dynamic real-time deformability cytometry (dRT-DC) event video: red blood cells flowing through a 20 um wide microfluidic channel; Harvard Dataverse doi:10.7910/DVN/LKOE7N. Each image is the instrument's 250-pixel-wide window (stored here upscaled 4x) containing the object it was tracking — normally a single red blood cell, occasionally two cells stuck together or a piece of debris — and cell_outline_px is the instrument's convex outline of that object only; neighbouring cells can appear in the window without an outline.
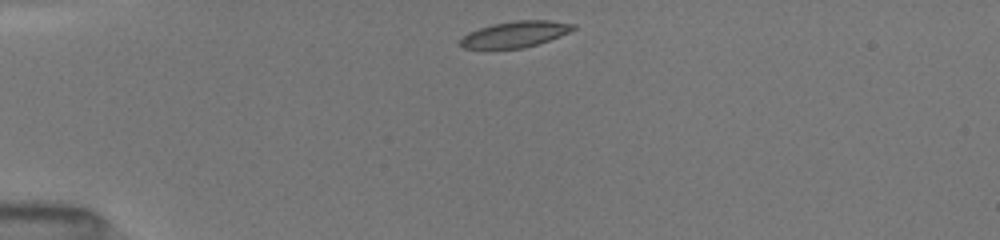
{"species": "common noctule bat (a hibernating species)", "species_latin": "Nyctalus noctula", "temperature_condition": "room temperature", "stored_images_in_passage": 39, "camera_frame_rate_fps": 3000, "um_per_image_px": 0.085, "animal": {"sex": "female", "body_mass_g": 19.5, "forearm_length_mm": 54.1}, "frame": {"image": 1, "passage_image": 1, "time_ms": 0.0, "image_size_px": [1000, 240], "cell_outline_px": [[576, 28], [560, 36], [524, 48], [464, 48], [460, 44], [460, 40], [468, 32], [492, 24], [516, 20], [548, 20], [576, 24]], "centroid_in_image_um": [43.8, 2.9], "position_along_channel_um": 41.2, "area_um2": 16.94}}
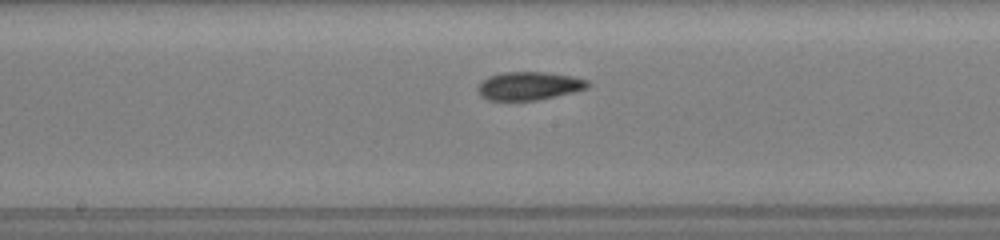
{"frame": {"image": 2, "passage_image": 16, "time_ms": 5.0, "image_size_px": [1000, 240], "cell_outline_px": [[592, 84], [588, 88], [572, 92], [536, 100], [488, 100], [480, 96], [476, 88], [488, 76], [504, 72], [544, 72], [572, 76], [588, 80]], "centroid_in_image_um": [44.97, 7.3], "position_along_channel_um": 203.2, "area_um2": 18.03}}
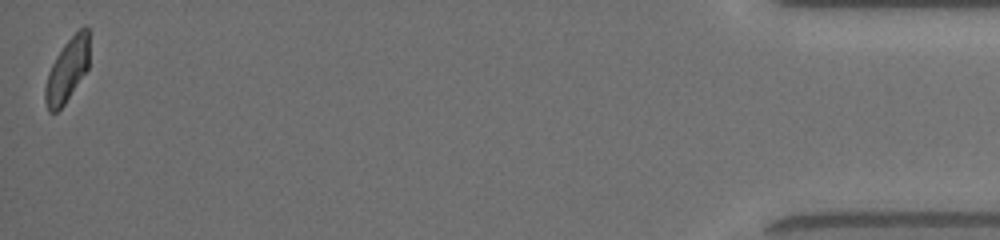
{"frame": {"image": 3, "passage_image": 39, "time_ms": 12.667, "image_size_px": [1000, 240], "cell_outline_px": [[88, 68], [64, 104], [56, 112], [48, 112], [44, 100], [44, 88], [48, 72], [56, 56], [64, 44], [84, 24], [88, 28]], "centroid_in_image_um": [5.68, 5.97], "position_along_channel_um": 429.5, "area_um2": 16.13}, "authors_computed_cell_mechanics": {"area_um2": 17.4556, "velocity_mm_per_s": 4.0371, "shape_relaxation_time_tau1_ms": 4.8009, "shape_relaxation_time_tau2_ms": 2.0373, "deformation_change_tau1": 0.1545, "deformation_change_tau2": 0.0852}}